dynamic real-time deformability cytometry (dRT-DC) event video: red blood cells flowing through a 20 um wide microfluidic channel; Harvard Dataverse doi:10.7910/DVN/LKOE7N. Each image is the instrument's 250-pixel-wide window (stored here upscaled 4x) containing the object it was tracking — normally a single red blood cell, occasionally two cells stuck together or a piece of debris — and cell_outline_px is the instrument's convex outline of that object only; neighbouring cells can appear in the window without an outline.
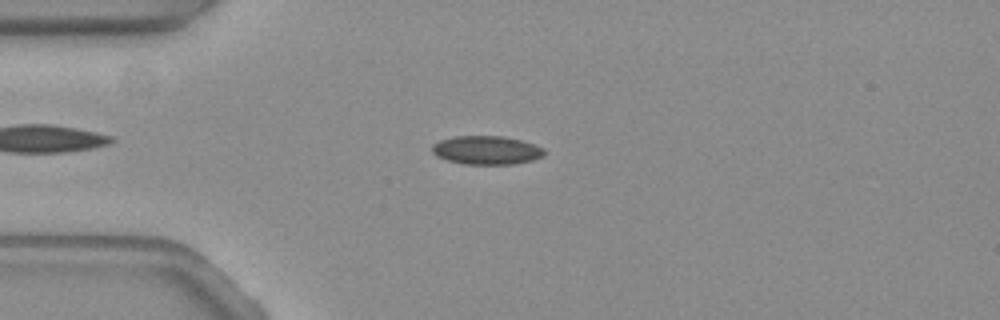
{"species": "common noctule bat (a hibernating species)", "species_latin": "Nyctalus noctula", "temperature_condition": "warm", "stored_images_in_passage": 51, "camera_frame_rate_fps": 3000, "um_per_image_px": 0.085, "animal": {"sex": "female", "body_mass_g": 19.3, "forearm_length_mm": 54.1}, "frame": {"image": 1, "passage_image": 9, "time_ms": 2.667, "image_size_px": [1000, 320], "cell_outline_px": [[544, 156], [532, 160], [512, 164], [464, 164], [448, 160], [436, 156], [432, 152], [432, 144], [440, 140], [452, 136], [504, 136], [536, 144], [544, 148]], "centroid_in_image_um": [41.35, 12.76], "position_along_channel_um": 43.6, "area_um2": 18.79}}
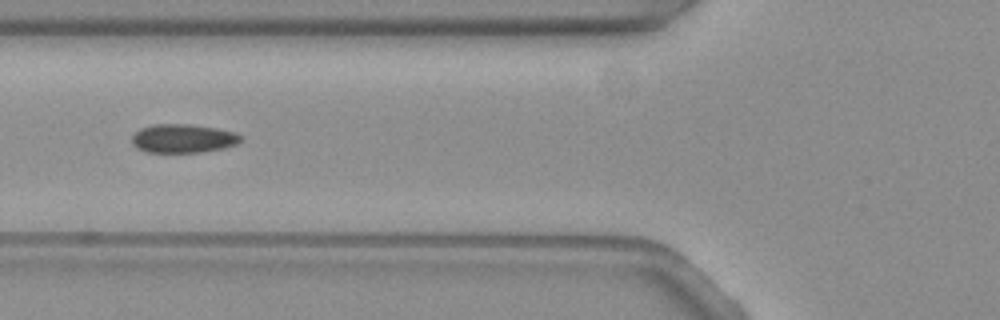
{"frame": {"image": 2, "passage_image": 16, "time_ms": 5.0, "image_size_px": [1000, 320], "cell_outline_px": [[240, 140], [236, 144], [224, 148], [200, 152], [144, 152], [136, 148], [132, 144], [132, 136], [140, 128], [152, 124], [188, 124], [216, 128], [236, 132], [240, 136]], "centroid_in_image_um": [15.52, 11.77], "position_along_channel_um": 110.3, "area_um2": 18.21}}
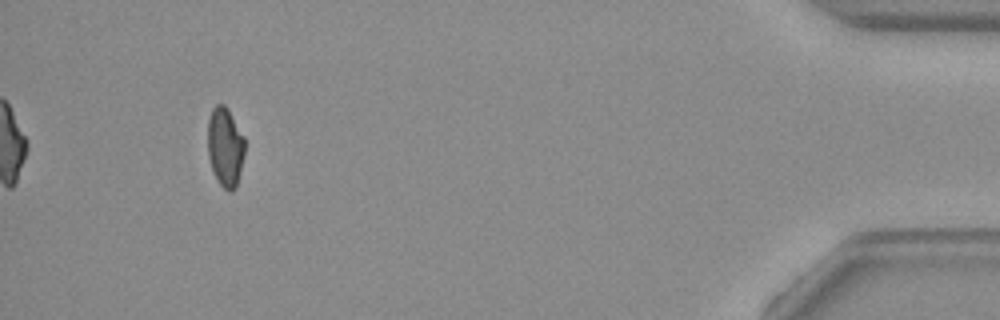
{"frame": {"image": 3, "passage_image": 47, "time_ms": 15.333, "image_size_px": [1000, 320], "cell_outline_px": [[244, 156], [236, 188], [232, 192], [228, 192], [220, 184], [212, 168], [208, 156], [208, 120], [212, 108], [216, 104], [224, 104], [228, 108], [244, 136]], "centroid_in_image_um": [19.15, 12.47], "position_along_channel_um": 416.1, "area_um2": 17.17}, "authors_computed_cell_mechanics": {"area_um2": 18.207, "velocity_mm_per_s": 3.6773, "shape_relaxation_time_tau1_ms": 5.6133, "shape_relaxation_time_tau2_ms": 1.4601, "deformation_change_tau1": 0.137, "deformation_change_tau2": 0.0755}}